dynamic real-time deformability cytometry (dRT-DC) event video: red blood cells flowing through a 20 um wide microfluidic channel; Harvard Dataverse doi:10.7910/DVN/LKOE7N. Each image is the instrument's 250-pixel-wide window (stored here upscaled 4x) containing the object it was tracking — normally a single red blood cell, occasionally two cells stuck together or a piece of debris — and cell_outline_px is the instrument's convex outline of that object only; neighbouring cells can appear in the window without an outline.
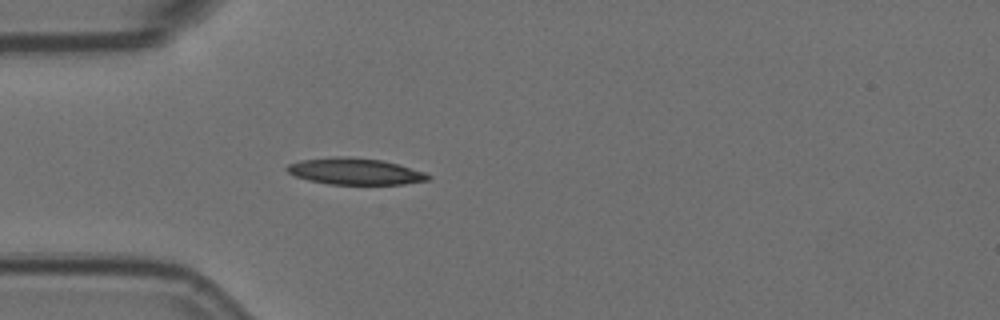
{"species": "Egyptian fruit bat (a non-hibernating species)", "species_latin": "Rousettus aegyptiacus", "temperature_condition": "room temperature", "stored_images_in_passage": 5, "camera_frame_rate_fps": 3000, "um_per_image_px": 0.085, "animal": {"sex": "female"}, "frame": {"image": 1, "passage_image": 5, "time_ms": 1.333, "image_size_px": [1000, 320], "cell_outline_px": [[432, 176], [428, 180], [404, 184], [328, 184], [308, 180], [296, 176], [288, 172], [284, 168], [288, 164], [300, 160], [336, 156], [348, 156], [384, 160], [424, 172]], "centroid_in_image_um": [30.15, 14.56], "position_along_channel_um": 54.8, "area_um2": 21.85}}